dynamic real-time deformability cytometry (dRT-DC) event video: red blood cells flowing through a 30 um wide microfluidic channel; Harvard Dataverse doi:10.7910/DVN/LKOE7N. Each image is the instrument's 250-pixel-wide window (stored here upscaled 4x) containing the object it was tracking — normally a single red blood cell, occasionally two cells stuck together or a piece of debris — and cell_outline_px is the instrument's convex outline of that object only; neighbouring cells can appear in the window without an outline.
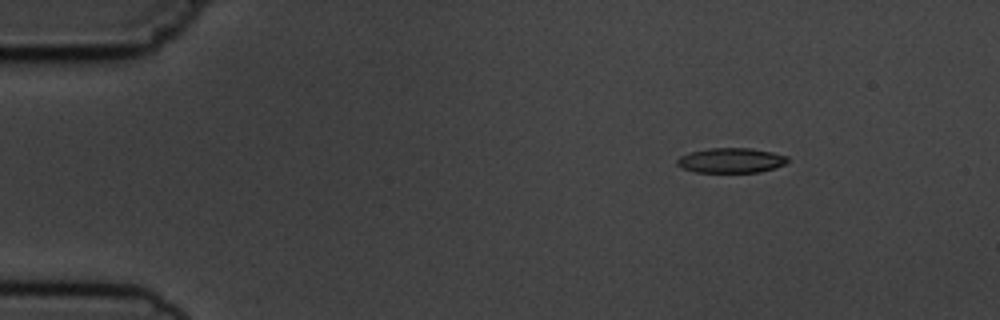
{"species": "common noctule bat (a hibernating species)", "species_latin": "Nyctalus noctula", "temperature_condition": "cold", "stored_images_in_passage": 7, "camera_frame_rate_fps": 3000, "um_per_image_px": 0.085, "animal": {"sex": "male", "body_mass_g": 19.5, "forearm_length_mm": 54.6}, "frame": {"image": 1, "passage_image": 3, "time_ms": 2.333, "image_size_px": [1000, 320], "cell_outline_px": [[788, 160], [784, 164], [760, 172], [696, 172], [680, 168], [676, 164], [676, 160], [680, 156], [692, 152], [708, 148], [752, 148], [772, 152], [788, 156]], "centroid_in_image_um": [62.11, 13.63], "position_along_channel_um": 22.9, "area_um2": 16.01}}
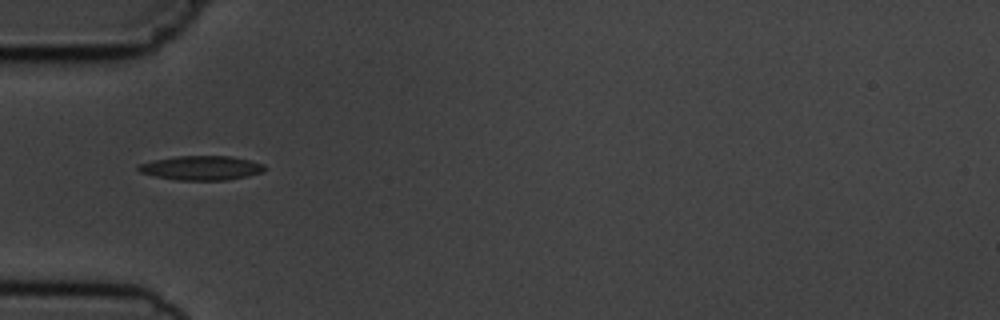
{"frame": {"image": 2, "passage_image": 6, "time_ms": 5.667, "image_size_px": [1000, 320], "cell_outline_px": [[264, 172], [248, 176], [228, 180], [176, 180], [156, 176], [140, 172], [136, 168], [136, 164], [176, 156], [232, 156], [252, 160], [264, 164]], "centroid_in_image_um": [17.14, 14.27], "position_along_channel_um": 67.9, "area_um2": 17.98}}
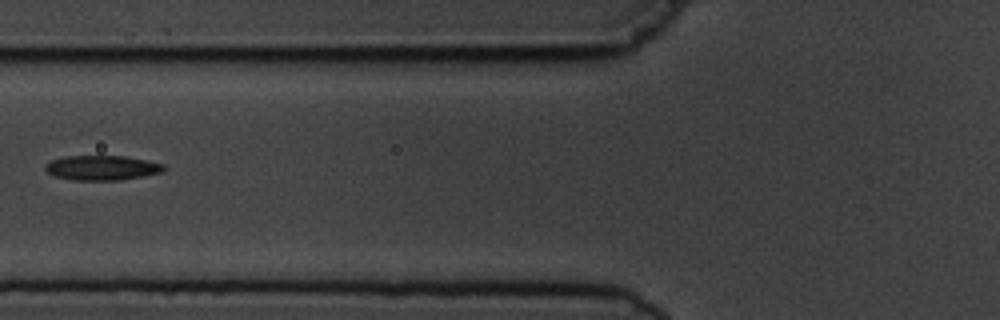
{"frame": {"image": 3, "passage_image": 7, "time_ms": 7.0, "image_size_px": [1000, 320], "cell_outline_px": [[164, 172], [144, 176], [120, 180], [72, 180], [52, 176], [44, 168], [44, 164], [52, 160], [68, 156], [124, 156], [164, 164]], "centroid_in_image_um": [8.64, 14.27], "position_along_channel_um": 117.2, "area_um2": 17.11}}